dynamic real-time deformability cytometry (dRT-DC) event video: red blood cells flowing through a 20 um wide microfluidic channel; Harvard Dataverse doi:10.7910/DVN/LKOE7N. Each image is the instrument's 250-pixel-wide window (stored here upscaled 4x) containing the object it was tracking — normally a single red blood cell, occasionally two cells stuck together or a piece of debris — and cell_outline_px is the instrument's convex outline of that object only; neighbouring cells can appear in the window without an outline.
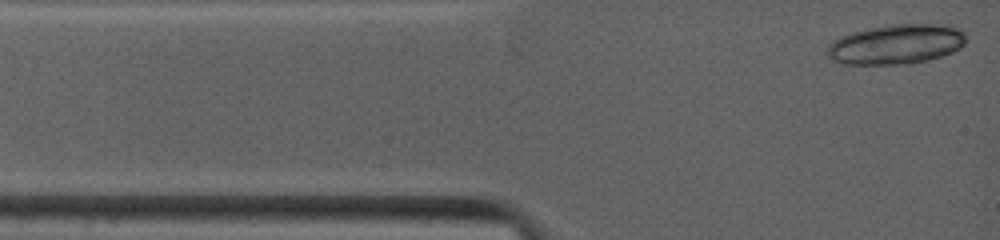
{"species": "common noctule bat (a hibernating species)", "species_latin": "Nyctalus noctula", "temperature_condition": "warm", "stored_images_in_passage": 5, "camera_frame_rate_fps": 4500, "um_per_image_px": 0.085, "animal": {"sex": "female", "body_mass_g": 19.0, "forearm_length_mm": 53.3}, "frame": {"image": 1, "passage_image": 1, "time_ms": 0.0, "image_size_px": [1000, 240], "cell_outline_px": [[964, 44], [960, 48], [952, 52], [940, 56], [924, 60], [900, 64], [844, 64], [832, 60], [828, 56], [828, 48], [836, 40], [852, 32], [872, 28], [896, 24], [932, 24], [956, 28], [964, 36]], "centroid_in_image_um": [76.16, 3.77], "position_along_channel_um": 8.8, "area_um2": 31.15}}